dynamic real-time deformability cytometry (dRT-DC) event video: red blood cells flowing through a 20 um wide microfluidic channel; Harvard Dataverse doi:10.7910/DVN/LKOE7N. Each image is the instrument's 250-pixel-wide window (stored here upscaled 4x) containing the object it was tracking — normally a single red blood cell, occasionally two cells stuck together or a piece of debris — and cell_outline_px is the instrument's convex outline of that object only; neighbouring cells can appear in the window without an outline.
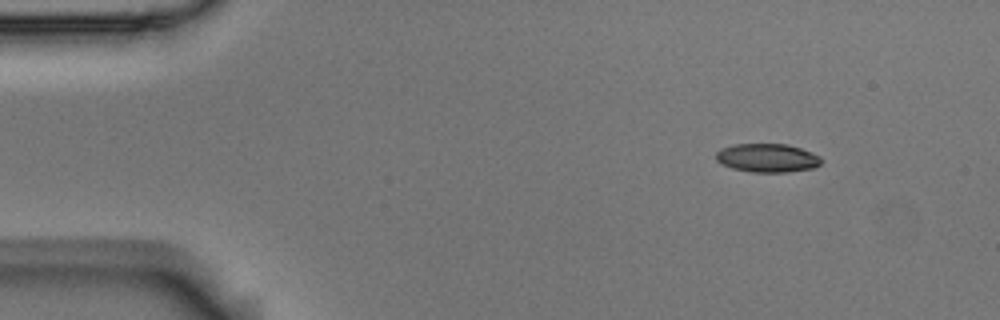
{"species": "Egyptian fruit bat (a non-hibernating species)", "species_latin": "Rousettus aegyptiacus", "temperature_condition": "room temperature", "stored_images_in_passage": 4, "camera_frame_rate_fps": 3000, "um_per_image_px": 0.085, "animal": {"sex": "male"}, "frame": {"image": 1, "passage_image": 1, "time_ms": 0.0, "image_size_px": [1000, 320], "cell_outline_px": [[824, 160], [820, 164], [812, 168], [788, 172], [752, 172], [732, 168], [720, 164], [716, 160], [716, 152], [720, 148], [732, 144], [788, 144], [812, 152], [820, 156]], "centroid_in_image_um": [65.21, 13.42], "position_along_channel_um": 19.8, "area_um2": 17.74}}